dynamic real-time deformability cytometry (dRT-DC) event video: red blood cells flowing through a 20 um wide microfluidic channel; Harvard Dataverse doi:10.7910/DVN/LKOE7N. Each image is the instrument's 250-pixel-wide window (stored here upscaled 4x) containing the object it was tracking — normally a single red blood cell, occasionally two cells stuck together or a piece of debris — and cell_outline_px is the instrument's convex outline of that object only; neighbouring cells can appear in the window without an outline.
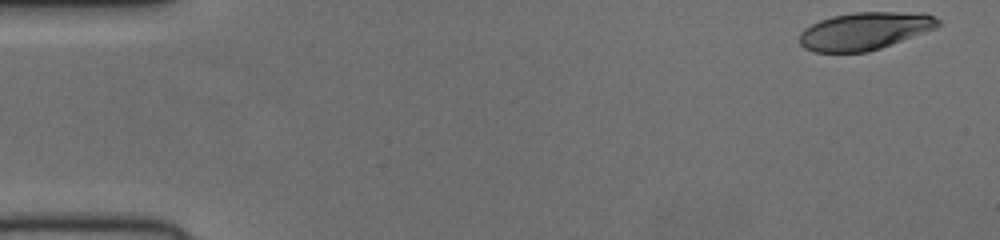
{"species": "human", "species_latin": "Homo sapiens", "temperature_condition": "cold", "stored_images_in_passage": 51, "camera_frame_rate_fps": 3000, "um_per_image_px": 0.085, "donor": {"sex": "female"}, "frame": {"image": 1, "passage_image": 1, "time_ms": 0.0, "image_size_px": [1000, 240], "cell_outline_px": [[940, 24], [936, 28], [880, 48], [868, 52], [812, 52], [804, 48], [800, 44], [800, 32], [804, 28], [820, 20], [832, 16], [852, 12], [924, 12], [936, 16], [940, 20]], "centroid_in_image_um": [73.51, 2.62], "position_along_channel_um": 11.5, "area_um2": 30.52}}
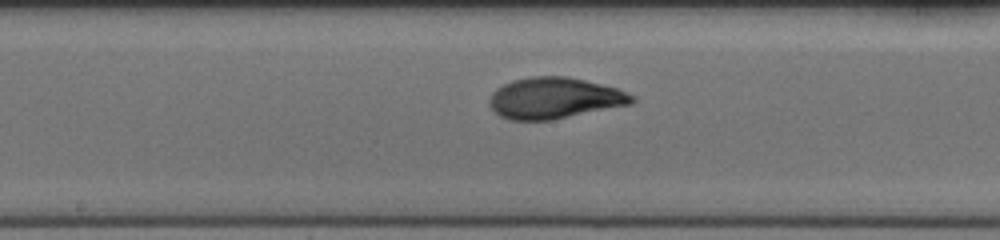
{"frame": {"image": 2, "passage_image": 26, "time_ms": 8.333, "image_size_px": [1000, 240], "cell_outline_px": [[636, 100], [628, 104], [552, 120], [512, 120], [500, 116], [488, 104], [488, 100], [492, 92], [496, 88], [512, 80], [532, 76], [568, 76], [616, 88], [636, 96]], "centroid_in_image_um": [47.08, 8.33], "position_along_channel_um": 201.1, "area_um2": 33.99}}
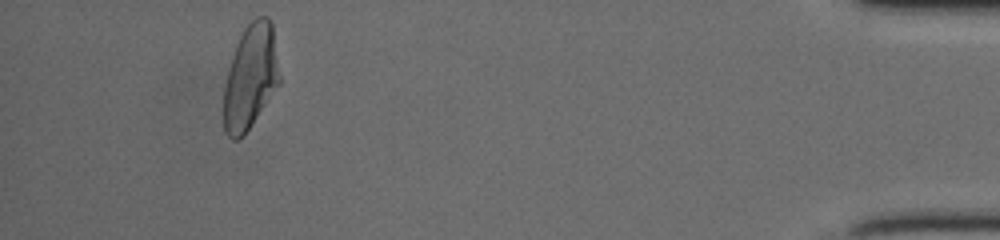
{"frame": {"image": 3, "passage_image": 47, "time_ms": 15.333, "image_size_px": [1000, 240], "cell_outline_px": [[280, 84], [248, 128], [236, 140], [232, 140], [224, 132], [224, 88], [232, 56], [236, 44], [244, 28], [256, 16], [268, 16], [272, 24], [280, 76]], "centroid_in_image_um": [21.29, 6.51], "position_along_channel_um": 413.9, "area_um2": 33.58}}